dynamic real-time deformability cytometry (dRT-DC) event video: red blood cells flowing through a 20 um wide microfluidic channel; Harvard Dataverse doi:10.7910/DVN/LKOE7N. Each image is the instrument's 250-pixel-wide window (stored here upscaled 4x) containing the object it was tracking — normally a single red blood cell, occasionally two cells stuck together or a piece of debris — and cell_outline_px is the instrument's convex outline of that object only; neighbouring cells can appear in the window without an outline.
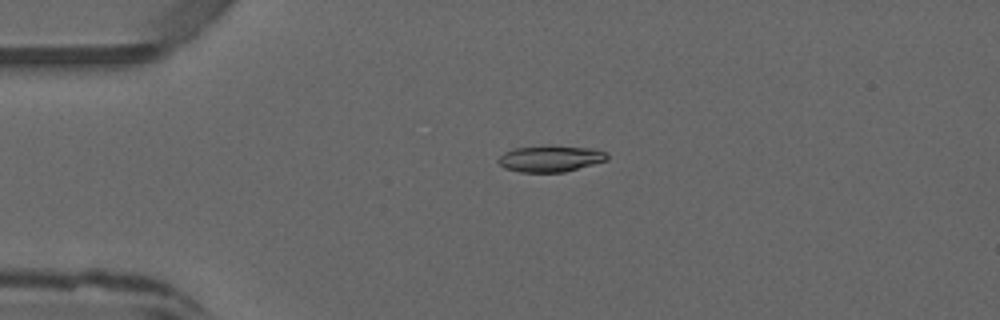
{"species": "common noctule bat (a hibernating species)", "species_latin": "Nyctalus noctula", "temperature_condition": "warm", "stored_images_in_passage": 25, "camera_frame_rate_fps": 3000, "um_per_image_px": 0.085, "animal": {"sex": "male", "forearm_length_mm": 52.5}, "frame": {"image": 1, "passage_image": 2, "time_ms": 0.333, "image_size_px": [1000, 320], "cell_outline_px": [[608, 160], [564, 172], [520, 172], [504, 168], [496, 160], [504, 152], [512, 148], [548, 144], [552, 144], [596, 148], [608, 152]], "centroid_in_image_um": [46.81, 13.44], "position_along_channel_um": 38.2, "area_um2": 17.34}}
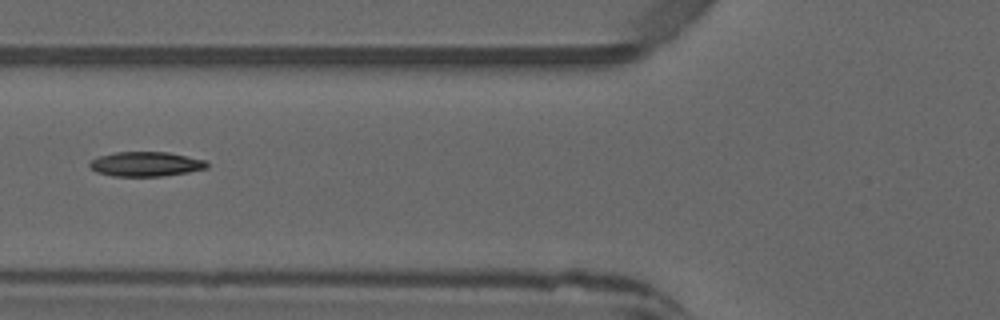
{"frame": {"image": 2, "passage_image": 10, "time_ms": 3.0, "image_size_px": [1000, 320], "cell_outline_px": [[208, 168], [188, 172], [164, 176], [112, 176], [96, 172], [88, 164], [92, 160], [100, 156], [116, 152], [168, 152], [208, 160]], "centroid_in_image_um": [12.44, 13.94], "position_along_channel_um": 113.4, "area_um2": 16.88}}
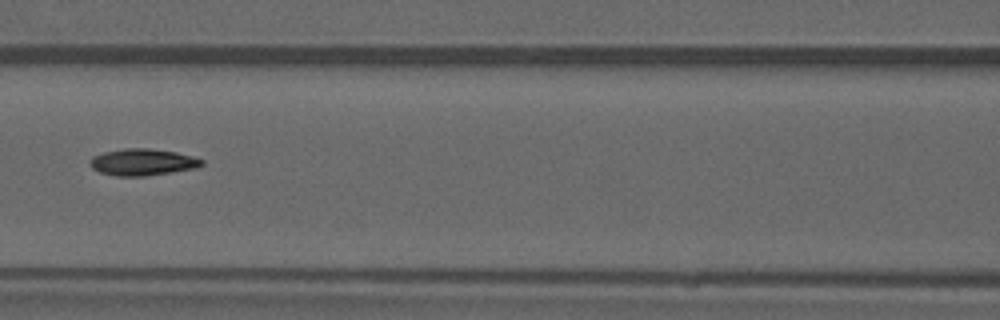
{"frame": {"image": 3, "passage_image": 13, "time_ms": 4.0, "image_size_px": [1000, 320], "cell_outline_px": [[204, 164], [196, 168], [144, 176], [116, 176], [100, 172], [92, 168], [88, 164], [88, 160], [92, 156], [104, 152], [124, 148], [148, 148], [176, 152], [192, 156], [204, 160]], "centroid_in_image_um": [12.09, 13.77], "position_along_channel_um": 154.5, "area_um2": 17.46}}